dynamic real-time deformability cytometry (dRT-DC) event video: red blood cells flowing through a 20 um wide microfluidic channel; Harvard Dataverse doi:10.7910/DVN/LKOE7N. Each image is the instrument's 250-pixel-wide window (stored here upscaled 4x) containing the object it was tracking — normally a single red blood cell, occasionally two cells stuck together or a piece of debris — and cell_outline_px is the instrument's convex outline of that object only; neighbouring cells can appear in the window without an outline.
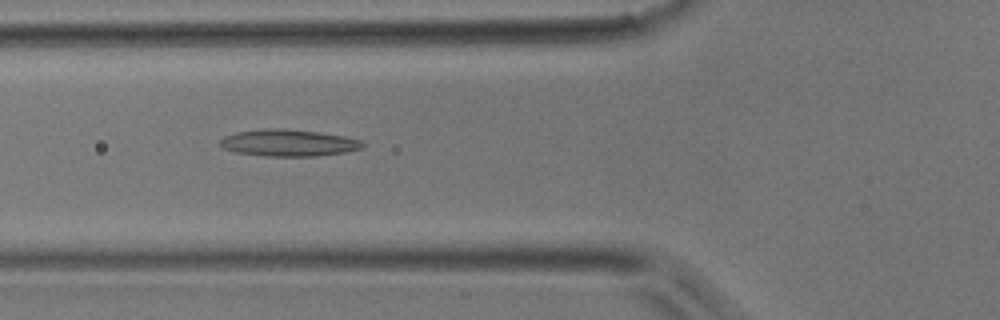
{"species": "common noctule bat (a hibernating species)", "species_latin": "Nyctalus noctula", "temperature_condition": "room temperature", "stored_images_in_passage": 43, "camera_frame_rate_fps": 3000, "um_per_image_px": 0.085, "animal": {"sex": "male", "body_mass_g": 17.9}, "frame": {"image": 1, "passage_image": 15, "time_ms": 4.667, "image_size_px": [1000, 320], "cell_outline_px": [[364, 148], [344, 152], [316, 156], [264, 156], [236, 152], [224, 148], [220, 144], [220, 140], [224, 136], [236, 132], [264, 128], [284, 128], [316, 132], [344, 136], [360, 140], [364, 144]], "centroid_in_image_um": [24.51, 12.14], "position_along_channel_um": 101.3, "area_um2": 22.2}}
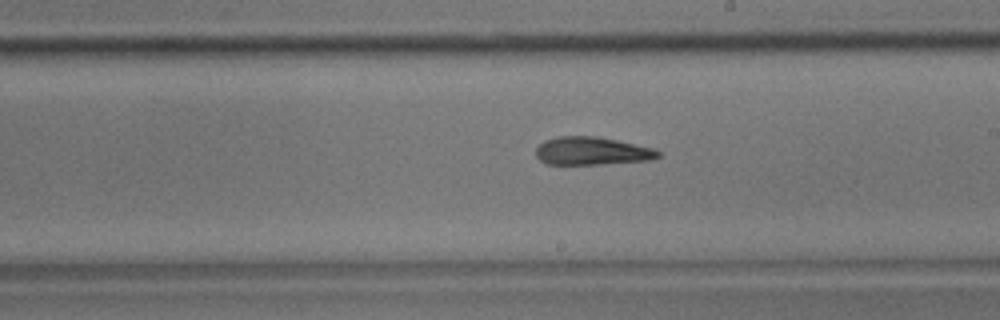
{"frame": {"image": 2, "passage_image": 24, "time_ms": 7.667, "image_size_px": [1000, 320], "cell_outline_px": [[660, 156], [652, 160], [600, 164], [544, 164], [536, 156], [536, 148], [544, 140], [556, 136], [596, 136], [656, 148], [660, 152]], "centroid_in_image_um": [50.32, 12.83], "position_along_channel_um": 238.7, "area_um2": 20.11}}
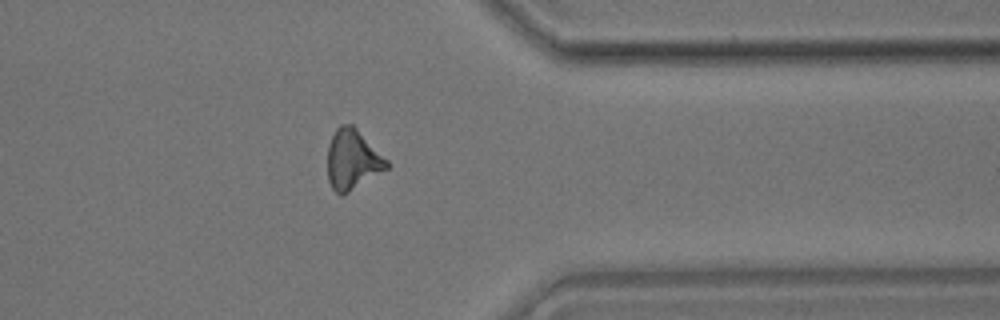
{"frame": {"image": 3, "passage_image": 34, "time_ms": 11.0, "image_size_px": [1000, 320], "cell_outline_px": [[388, 168], [344, 196], [340, 196], [332, 188], [328, 180], [328, 144], [336, 128], [340, 124], [352, 124], [388, 160]], "centroid_in_image_um": [29.95, 13.59], "position_along_channel_um": 381.5, "area_um2": 20.75}}